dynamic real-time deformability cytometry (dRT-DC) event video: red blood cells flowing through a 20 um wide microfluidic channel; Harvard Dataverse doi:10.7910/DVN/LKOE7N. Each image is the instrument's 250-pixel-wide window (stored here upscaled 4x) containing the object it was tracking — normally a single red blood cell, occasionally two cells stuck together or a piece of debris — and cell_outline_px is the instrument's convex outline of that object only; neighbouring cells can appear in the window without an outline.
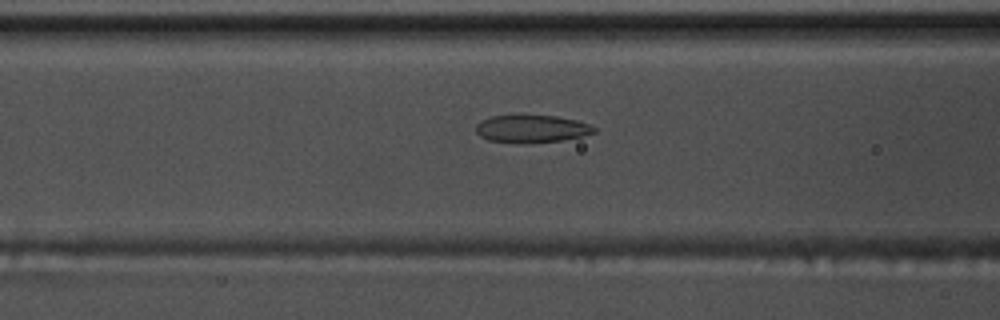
{"species": "common noctule bat (a hibernating species)", "species_latin": "Nyctalus noctula", "temperature_condition": "warm", "stored_images_in_passage": 44, "camera_frame_rate_fps": 3000, "um_per_image_px": 0.085, "animal": {"sex": "male", "body_mass_g": 17.5, "forearm_length_mm": 52.3}, "frame": {"image": 1, "passage_image": 12, "time_ms": 3.667, "image_size_px": [1000, 320], "cell_outline_px": [[596, 132], [584, 136], [564, 140], [488, 140], [480, 136], [476, 132], [476, 124], [480, 120], [492, 116], [556, 116], [576, 120], [588, 124], [596, 128]], "centroid_in_image_um": [45.22, 10.9], "position_along_channel_um": 121.4, "area_um2": 17.98}}
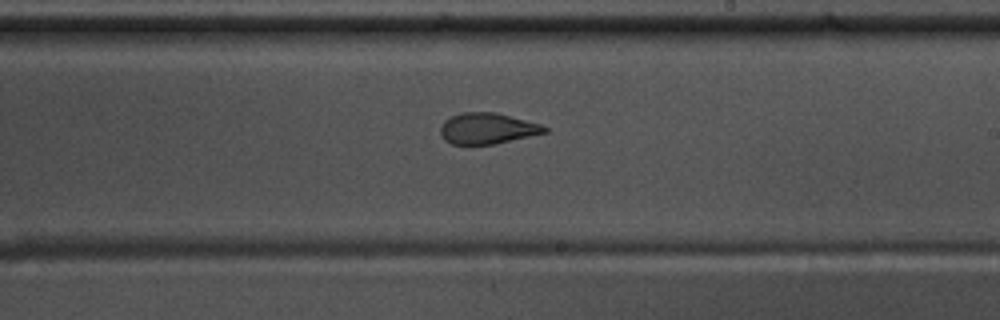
{"frame": {"image": 2, "passage_image": 22, "time_ms": 7.0, "image_size_px": [1000, 320], "cell_outline_px": [[548, 132], [492, 144], [452, 144], [444, 140], [440, 136], [440, 128], [444, 120], [460, 112], [496, 112], [540, 124], [548, 128]], "centroid_in_image_um": [41.39, 10.91], "position_along_channel_um": 247.6, "area_um2": 18.73}}
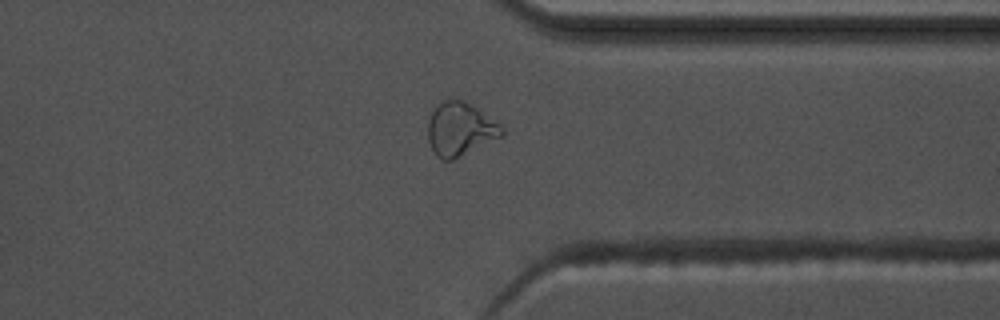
{"frame": {"image": 3, "passage_image": 32, "time_ms": 10.333, "image_size_px": [1000, 320], "cell_outline_px": [[504, 132], [500, 136], [452, 160], [444, 160], [436, 156], [428, 140], [428, 120], [436, 104], [440, 100], [452, 96], [464, 100], [500, 124], [504, 128]], "centroid_in_image_um": [39.06, 10.92], "position_along_channel_um": 372.3, "area_um2": 22.95}, "authors_computed_cell_mechanics": {"area_um2": 20.5479, "velocity_mm_per_s": 3.8008, "shape_relaxation_time_tau1_ms": null, "shape_relaxation_time_tau2_ms": 0.5855, "deformation_change_tau1": null, "deformation_change_tau2": 0.0667}}